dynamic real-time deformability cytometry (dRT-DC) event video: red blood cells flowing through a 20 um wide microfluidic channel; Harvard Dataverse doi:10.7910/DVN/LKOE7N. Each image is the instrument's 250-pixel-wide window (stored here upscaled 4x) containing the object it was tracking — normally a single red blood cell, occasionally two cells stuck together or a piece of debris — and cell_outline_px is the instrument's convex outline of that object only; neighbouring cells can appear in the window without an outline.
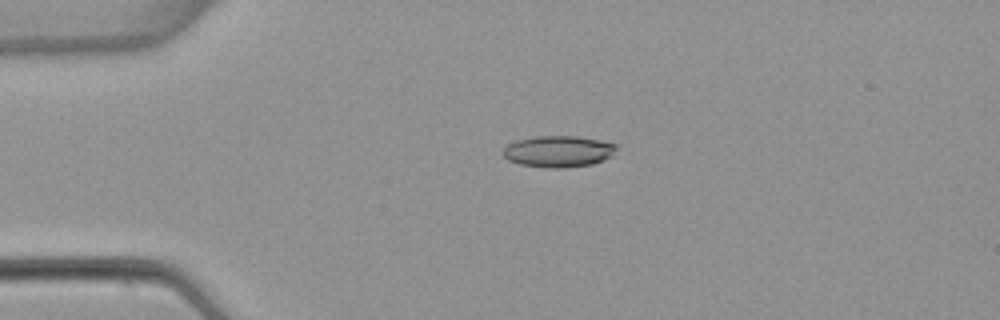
{"species": "common noctule bat (a hibernating species)", "species_latin": "Nyctalus noctula", "temperature_condition": "warm", "stored_images_in_passage": 4, "camera_frame_rate_fps": 3000, "um_per_image_px": 0.085, "animal": {"sex": "female", "body_mass_g": 22.7, "forearm_length_mm": 54.2}, "frame": {"image": 1, "passage_image": 3, "time_ms": 3.333, "image_size_px": [1000, 320], "cell_outline_px": [[616, 148], [612, 156], [604, 160], [592, 164], [564, 168], [548, 168], [520, 164], [508, 160], [500, 152], [508, 144], [516, 140], [536, 136], [576, 136], [600, 140], [616, 144]], "centroid_in_image_um": [47.44, 12.87], "position_along_channel_um": 37.6, "area_um2": 20.87}}